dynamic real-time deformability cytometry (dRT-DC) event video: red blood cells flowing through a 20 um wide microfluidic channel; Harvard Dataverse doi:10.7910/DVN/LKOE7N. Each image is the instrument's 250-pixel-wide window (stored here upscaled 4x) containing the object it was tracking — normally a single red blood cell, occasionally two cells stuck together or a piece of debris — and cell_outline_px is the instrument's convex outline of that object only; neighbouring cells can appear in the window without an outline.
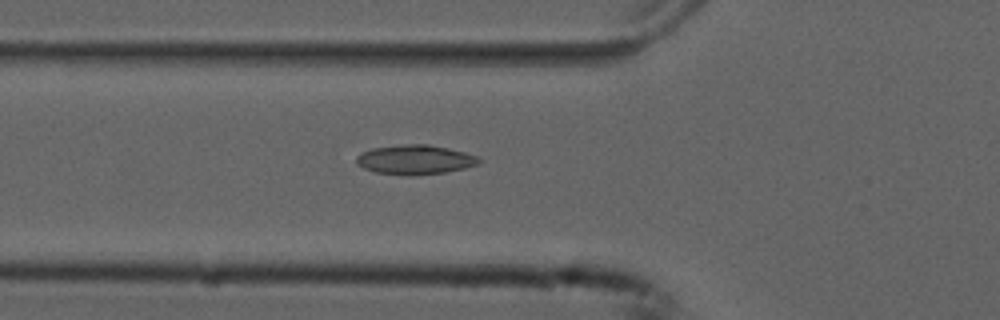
{"species": "common noctule bat (a hibernating species)", "species_latin": "Nyctalus noctula", "temperature_condition": "cold", "stored_images_in_passage": 54, "camera_frame_rate_fps": 3000, "um_per_image_px": 0.085, "animal": {"sex": "male", "forearm_length_mm": 52.5}, "frame": {"image": 1, "passage_image": 19, "time_ms": 6.0, "image_size_px": [1000, 320], "cell_outline_px": [[484, 160], [480, 164], [464, 168], [444, 172], [412, 176], [408, 176], [376, 172], [364, 168], [356, 164], [356, 156], [360, 152], [372, 148], [404, 144], [428, 144], [448, 148], [464, 152], [476, 156]], "centroid_in_image_um": [35.27, 13.57], "position_along_channel_um": 90.5, "area_um2": 21.21}}
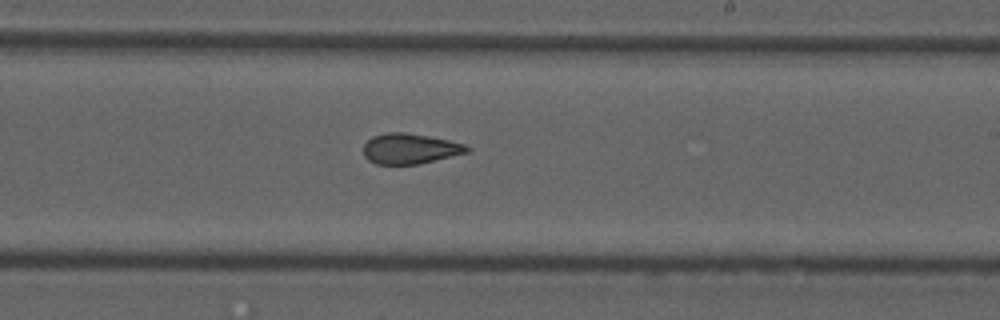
{"frame": {"image": 2, "passage_image": 32, "time_ms": 10.333, "image_size_px": [1000, 320], "cell_outline_px": [[472, 148], [468, 152], [420, 164], [376, 164], [368, 160], [364, 156], [364, 144], [372, 136], [388, 132], [404, 132], [428, 136], [448, 140], [464, 144]], "centroid_in_image_um": [34.84, 12.64], "position_along_channel_um": 254.2, "area_um2": 18.32}}
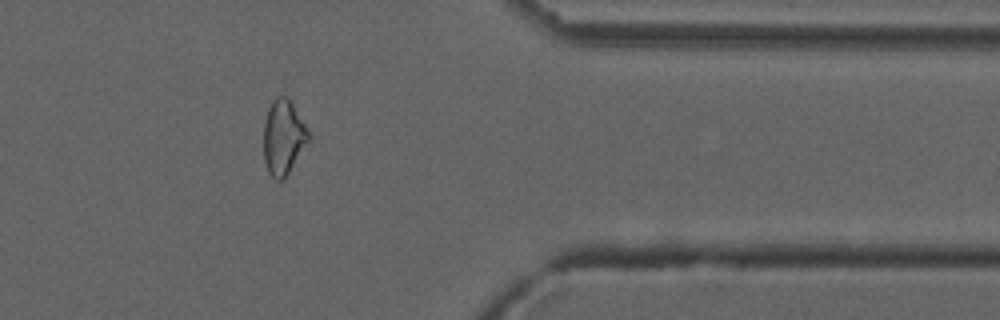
{"frame": {"image": 3, "passage_image": 44, "time_ms": 14.333, "image_size_px": [1000, 320], "cell_outline_px": [[312, 136], [284, 180], [276, 180], [268, 172], [264, 160], [264, 120], [268, 108], [272, 100], [276, 96], [284, 96], [292, 104]], "centroid_in_image_um": [24.08, 11.69], "position_along_channel_um": 387.3, "area_um2": 19.54}, "authors_computed_cell_mechanics": {"area_um2": 20.2878, "velocity_mm_per_s": 3.7703, "shape_relaxation_time_tau1_ms": null, "shape_relaxation_time_tau2_ms": 3.1653, "deformation_change_tau1": null, "deformation_change_tau2": 0.0976}}